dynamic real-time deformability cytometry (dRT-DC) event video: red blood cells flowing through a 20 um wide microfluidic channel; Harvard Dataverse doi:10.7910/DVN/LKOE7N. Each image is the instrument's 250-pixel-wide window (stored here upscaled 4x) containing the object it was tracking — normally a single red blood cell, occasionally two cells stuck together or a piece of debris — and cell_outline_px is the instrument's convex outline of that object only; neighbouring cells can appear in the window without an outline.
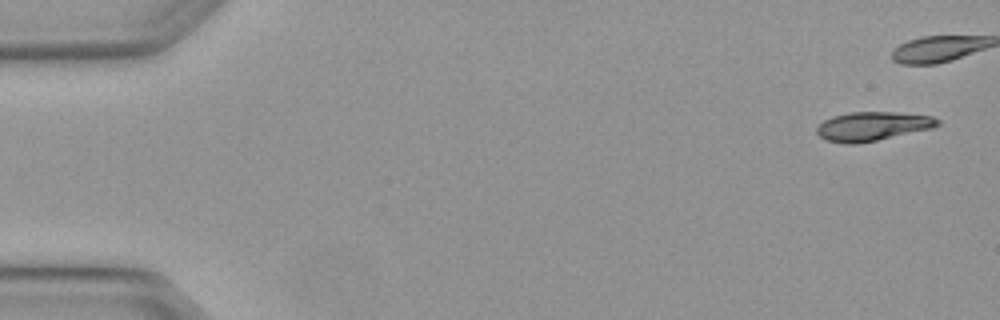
{"species": "Egyptian fruit bat (a non-hibernating species)", "species_latin": "Rousettus aegyptiacus", "temperature_condition": "warm", "stored_images_in_passage": 4, "segment_of_instrument_passage": [2, 2], "camera_frame_rate_fps": 3000, "um_per_image_px": 0.085, "animal": {"sex": "female"}, "frame": {"image": 1, "passage_image": 4, "time_ms": 1.0, "image_size_px": [1000, 320], "cell_outline_px": [[940, 124], [932, 128], [876, 140], [852, 144], [848, 144], [828, 140], [820, 136], [816, 132], [816, 128], [824, 120], [832, 116], [852, 112], [896, 112], [932, 116], [940, 120]], "centroid_in_image_um": [74.17, 10.72], "position_along_channel_um": 10.8, "area_um2": 20.11}}